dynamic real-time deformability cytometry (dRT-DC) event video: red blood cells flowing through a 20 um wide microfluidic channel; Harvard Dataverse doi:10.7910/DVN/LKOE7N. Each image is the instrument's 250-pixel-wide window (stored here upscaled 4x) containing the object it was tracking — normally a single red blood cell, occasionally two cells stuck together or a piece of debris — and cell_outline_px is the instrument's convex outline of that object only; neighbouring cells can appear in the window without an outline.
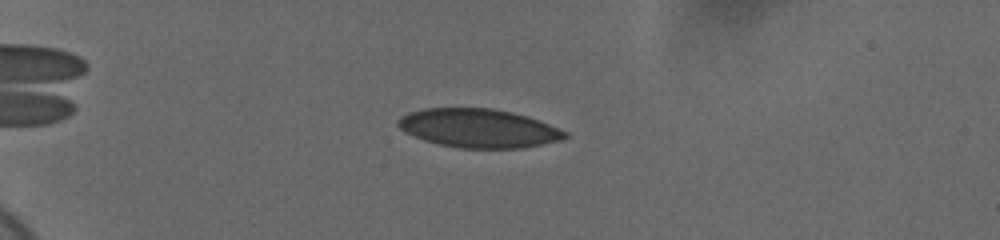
{"species": "human", "species_latin": "Homo sapiens", "temperature_condition": "cold", "stored_images_in_passage": 55, "camera_frame_rate_fps": 3000, "um_per_image_px": 0.085, "donor": {"sex": "female"}, "frame": {"image": 1, "passage_image": 14, "time_ms": 4.333, "image_size_px": [1000, 240], "cell_outline_px": [[568, 136], [564, 140], [520, 148], [460, 148], [440, 144], [424, 140], [404, 132], [396, 124], [396, 120], [400, 116], [408, 112], [424, 108], [492, 108], [512, 112], [528, 116], [540, 120], [560, 128], [568, 132]], "centroid_in_image_um": [40.69, 10.89], "position_along_channel_um": 44.3, "area_um2": 37.97}}
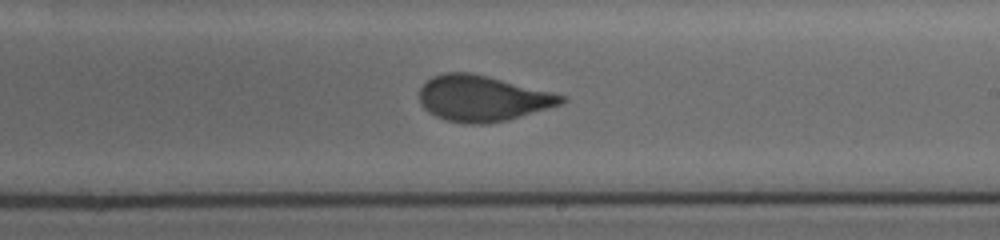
{"frame": {"image": 2, "passage_image": 35, "time_ms": 11.333, "image_size_px": [1000, 240], "cell_outline_px": [[568, 100], [560, 104], [508, 120], [488, 124], [464, 124], [448, 120], [436, 116], [428, 112], [420, 104], [420, 88], [432, 76], [444, 72], [472, 72], [568, 96]], "centroid_in_image_um": [41.01, 8.36], "position_along_channel_um": 248.0, "area_um2": 37.92}}
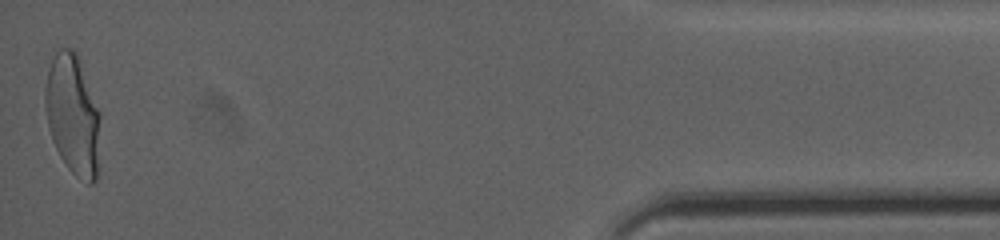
{"frame": {"image": 3, "passage_image": 55, "time_ms": 18.0, "image_size_px": [1000, 240], "cell_outline_px": [[100, 116], [96, 180], [92, 184], [88, 184], [76, 176], [68, 168], [60, 156], [52, 140], [48, 128], [44, 104], [44, 88], [48, 72], [52, 60], [56, 52], [60, 48], [72, 48], [76, 52], [80, 60], [100, 112]], "centroid_in_image_um": [6.17, 9.75], "position_along_channel_um": 429.0, "area_um2": 38.61}, "authors_computed_cell_mechanics": {"area_um2": 37.8012, "velocity_mm_per_s": 3.6999, "shape_relaxation_time_tau1_ms": 4.8959, "shape_relaxation_time_tau2_ms": 0.6329, "deformation_change_tau1": 0.1674, "deformation_change_tau2": 0.0733}}